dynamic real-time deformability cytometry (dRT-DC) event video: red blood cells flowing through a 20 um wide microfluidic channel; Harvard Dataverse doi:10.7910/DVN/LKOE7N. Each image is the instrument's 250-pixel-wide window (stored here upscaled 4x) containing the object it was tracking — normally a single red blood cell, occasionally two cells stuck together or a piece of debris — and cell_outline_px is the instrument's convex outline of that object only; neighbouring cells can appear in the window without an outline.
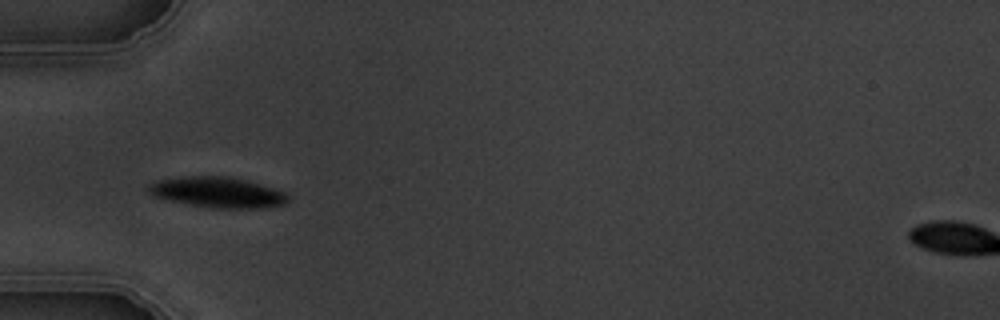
{"species": "common noctule bat (a hibernating species)", "species_latin": "Nyctalus noctula", "temperature_condition": "warm", "stored_images_in_passage": 9, "camera_frame_rate_fps": 3000, "um_per_image_px": 0.085, "animal": {"sex": "male", "body_mass_g": 19.5, "forearm_length_mm": 54.6}, "frame": {"image": 1, "passage_image": 4, "time_ms": 3.667, "image_size_px": [1000, 320], "cell_outline_px": [[288, 200], [284, 204], [260, 208], [212, 208], [188, 204], [168, 200], [152, 196], [148, 192], [148, 184], [156, 180], [184, 176], [228, 176], [260, 184], [284, 192], [288, 196]], "centroid_in_image_um": [18.43, 16.34], "position_along_channel_um": 66.6, "area_um2": 24.8}}